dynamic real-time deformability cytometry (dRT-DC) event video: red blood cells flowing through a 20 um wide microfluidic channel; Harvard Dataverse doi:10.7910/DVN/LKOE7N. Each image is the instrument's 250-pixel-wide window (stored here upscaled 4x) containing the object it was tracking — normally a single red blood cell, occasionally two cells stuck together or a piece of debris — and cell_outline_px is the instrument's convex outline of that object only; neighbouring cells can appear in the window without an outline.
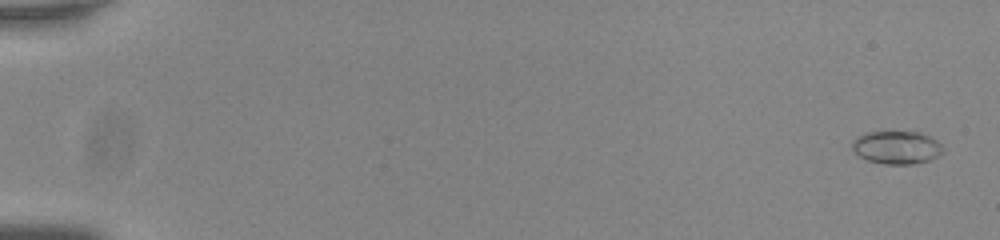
{"species": "common noctule bat (a hibernating species)", "species_latin": "Nyctalus noctula", "temperature_condition": "room temperature", "stored_images_in_passage": 56, "camera_frame_rate_fps": 3000, "um_per_image_px": 0.085, "animal": {"sex": "male", "body_mass_g": 20.0, "forearm_length_mm": 53.3}, "frame": {"image": 1, "passage_image": 2, "time_ms": 0.333, "image_size_px": [1000, 240], "cell_outline_px": [[944, 152], [928, 160], [912, 164], [884, 164], [868, 160], [852, 152], [852, 140], [856, 136], [864, 132], [920, 132], [936, 140], [944, 148]], "centroid_in_image_um": [76.17, 12.52], "position_along_channel_um": 8.8, "area_um2": 17.51}}
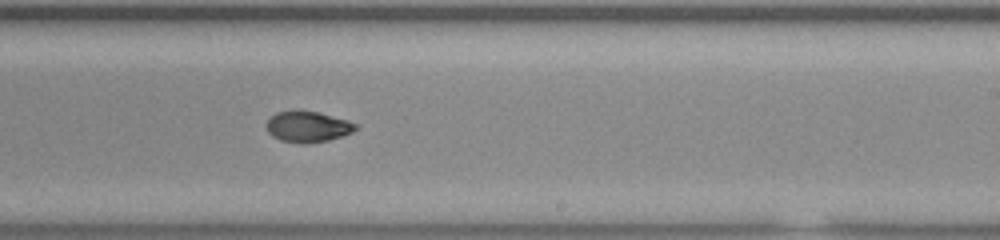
{"frame": {"image": 2, "passage_image": 36, "time_ms": 11.667, "image_size_px": [1000, 240], "cell_outline_px": [[356, 128], [352, 132], [344, 136], [328, 140], [308, 144], [304, 144], [280, 140], [272, 136], [268, 132], [268, 120], [276, 112], [292, 108], [296, 108], [316, 112], [348, 120], [356, 124]], "centroid_in_image_um": [26.14, 10.75], "position_along_channel_um": 262.9, "area_um2": 16.3}}
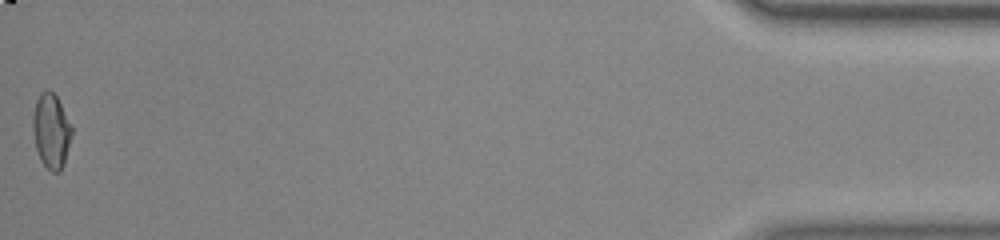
{"frame": {"image": 3, "passage_image": 56, "time_ms": 18.333, "image_size_px": [1000, 240], "cell_outline_px": [[72, 136], [64, 164], [60, 172], [52, 172], [40, 160], [36, 148], [32, 128], [32, 116], [36, 100], [40, 92], [48, 88], [56, 96], [72, 124]], "centroid_in_image_um": [4.35, 11.11], "position_along_channel_um": 430.8, "area_um2": 17.17}, "authors_computed_cell_mechanics": {"area_um2": 16.5886, "velocity_mm_per_s": 3.8062, "shape_relaxation_time_tau1_ms": 5.6837, "shape_relaxation_time_tau2_ms": 3.0871, "deformation_change_tau1": 0.2019, "deformation_change_tau2": 0.0561}}